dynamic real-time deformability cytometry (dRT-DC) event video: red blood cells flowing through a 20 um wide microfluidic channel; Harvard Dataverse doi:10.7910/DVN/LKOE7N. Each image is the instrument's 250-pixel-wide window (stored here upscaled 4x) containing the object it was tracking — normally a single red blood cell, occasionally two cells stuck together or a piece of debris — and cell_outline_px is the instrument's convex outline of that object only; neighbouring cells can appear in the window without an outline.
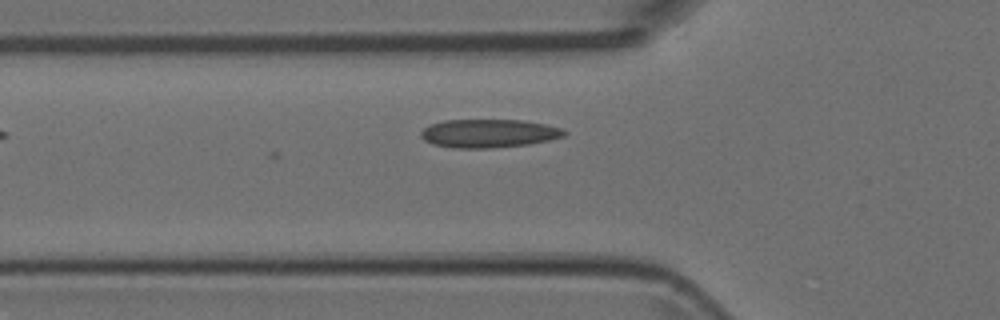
{"species": "Egyptian fruit bat (a non-hibernating species)", "species_latin": "Rousettus aegyptiacus", "temperature_condition": "room temperature", "stored_images_in_passage": 4, "camera_frame_rate_fps": 3000, "um_per_image_px": 0.085, "animal": {"sex": "female"}, "frame": {"image": 1, "passage_image": 4, "time_ms": 1.0, "image_size_px": [1000, 320], "cell_outline_px": [[568, 132], [564, 136], [548, 140], [528, 144], [492, 148], [452, 148], [432, 144], [424, 140], [420, 136], [420, 132], [424, 128], [432, 124], [444, 120], [520, 120], [544, 124], [560, 128]], "centroid_in_image_um": [41.51, 11.34], "position_along_channel_um": 84.3, "area_um2": 23.64}}